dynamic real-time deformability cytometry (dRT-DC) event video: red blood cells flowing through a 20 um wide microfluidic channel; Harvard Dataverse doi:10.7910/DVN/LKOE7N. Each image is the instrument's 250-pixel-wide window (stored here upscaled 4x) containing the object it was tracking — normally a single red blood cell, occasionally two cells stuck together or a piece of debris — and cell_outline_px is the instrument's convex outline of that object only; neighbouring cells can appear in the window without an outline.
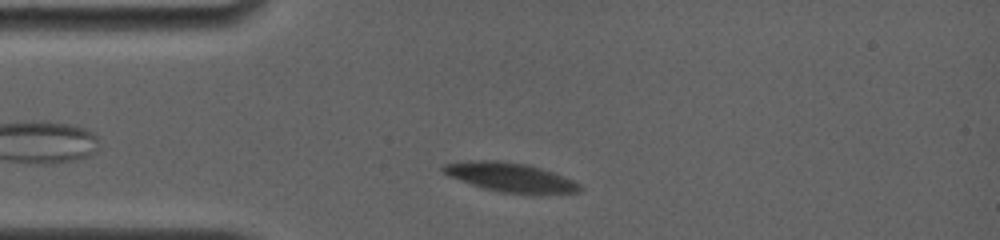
{"species": "common noctule bat (a hibernating species)", "species_latin": "Nyctalus noctula", "temperature_condition": "room temperature", "stored_images_in_passage": 35, "camera_frame_rate_fps": 4000, "um_per_image_px": 0.085, "animal": {"sex": "female", "body_mass_g": 19.0, "forearm_length_mm": 56.7}, "frame": {"image": 1, "passage_image": 4, "time_ms": 1.25, "image_size_px": [1000, 240], "cell_outline_px": [[584, 188], [580, 192], [536, 196], [500, 192], [484, 188], [448, 176], [440, 168], [444, 164], [472, 160], [504, 160], [528, 164], [552, 172], [572, 180], [580, 184]], "centroid_in_image_um": [43.45, 15.1], "position_along_channel_um": 41.6, "area_um2": 23.76}}
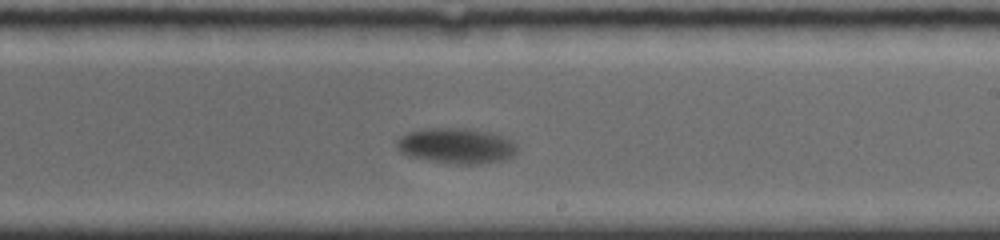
{"frame": {"image": 2, "passage_image": 21, "time_ms": 8.0, "image_size_px": [1000, 240], "cell_outline_px": [[516, 152], [512, 156], [504, 160], [476, 164], [456, 164], [408, 156], [400, 152], [396, 144], [396, 140], [400, 136], [408, 132], [424, 128], [468, 128], [488, 132], [512, 140], [516, 144]], "centroid_in_image_um": [38.76, 12.38], "position_along_channel_um": 250.2, "area_um2": 24.8}}
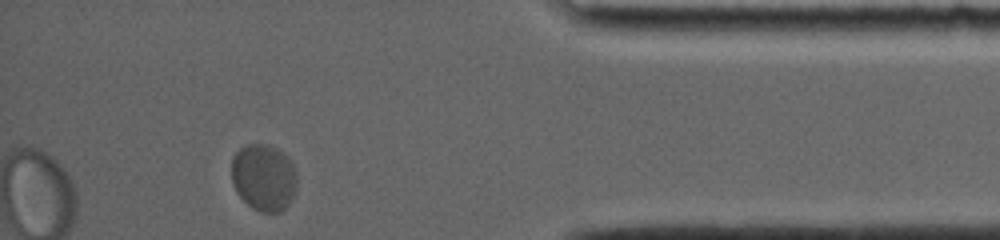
{"frame": {"image": 3, "passage_image": 35, "time_ms": 13.5, "image_size_px": [1000, 240], "cell_outline_px": [[296, 192], [288, 204], [280, 212], [260, 212], [252, 208], [236, 192], [232, 184], [232, 156], [240, 148], [248, 144], [268, 144], [276, 148], [288, 156], [296, 172]], "centroid_in_image_um": [22.42, 15.08], "position_along_channel_um": 412.8, "area_um2": 25.66}, "authors_computed_cell_mechanics": {"area_um2": 24.6806, "velocity_mm_per_s": 3.3605, "shape_relaxation_time_tau1_ms": 3.5321, "shape_relaxation_time_tau2_ms": null, "deformation_change_tau1": 0.1424, "deformation_change_tau2": null}}